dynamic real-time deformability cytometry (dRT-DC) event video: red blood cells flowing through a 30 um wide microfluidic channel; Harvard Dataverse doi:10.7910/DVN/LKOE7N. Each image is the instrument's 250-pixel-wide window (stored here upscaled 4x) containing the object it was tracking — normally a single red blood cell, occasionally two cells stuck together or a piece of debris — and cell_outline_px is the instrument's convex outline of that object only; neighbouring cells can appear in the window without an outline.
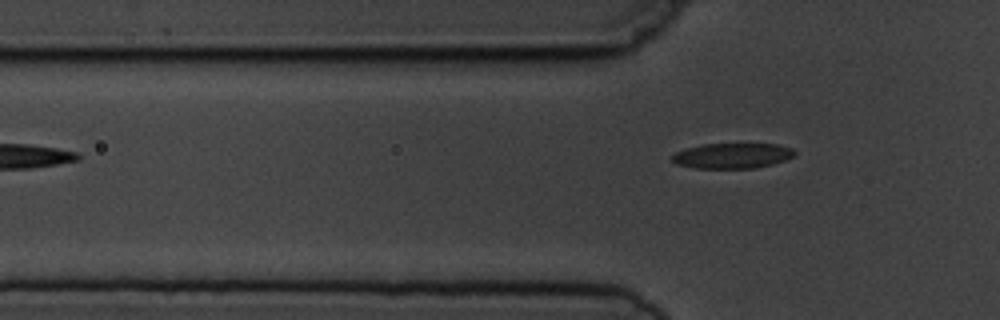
{"species": "common noctule bat (a hibernating species)", "species_latin": "Nyctalus noctula", "temperature_condition": "cold", "stored_images_in_passage": 5, "camera_frame_rate_fps": 3000, "um_per_image_px": 0.085, "animal": {"sex": "male", "body_mass_g": 19.5, "forearm_length_mm": 54.6}, "frame": {"image": 1, "passage_image": 5, "time_ms": 4.667, "image_size_px": [1000, 320], "cell_outline_px": [[796, 156], [772, 164], [756, 168], [696, 168], [676, 164], [672, 160], [672, 156], [676, 152], [684, 148], [704, 144], [776, 144], [792, 148], [796, 152]], "centroid_in_image_um": [62.26, 13.23], "position_along_channel_um": 63.5, "area_um2": 18.09}}